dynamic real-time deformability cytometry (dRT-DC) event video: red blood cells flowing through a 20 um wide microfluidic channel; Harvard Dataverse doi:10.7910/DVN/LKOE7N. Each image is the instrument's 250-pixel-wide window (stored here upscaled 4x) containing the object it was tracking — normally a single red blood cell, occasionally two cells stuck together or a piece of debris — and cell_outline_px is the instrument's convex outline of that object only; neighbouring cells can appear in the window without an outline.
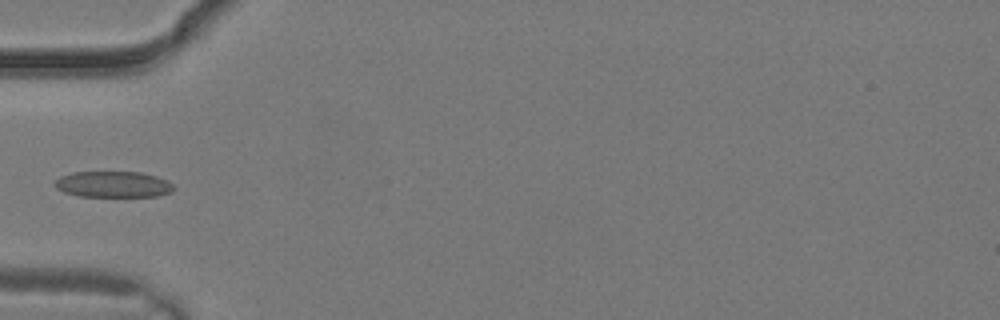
{"species": "common noctule bat (a hibernating species)", "species_latin": "Nyctalus noctula", "temperature_condition": "warm", "stored_images_in_passage": 3, "camera_frame_rate_fps": 3000, "um_per_image_px": 0.085, "animal": {"sex": "male", "body_mass_g": 19.2, "forearm_length_mm": 51.8}, "frame": {"image": 1, "passage_image": 3, "time_ms": 0.667, "image_size_px": [1000, 320], "cell_outline_px": [[176, 188], [172, 192], [156, 196], [80, 196], [64, 192], [56, 188], [52, 184], [60, 176], [72, 172], [140, 172], [156, 176], [168, 180]], "centroid_in_image_um": [9.62, 15.66], "position_along_channel_um": 75.4, "area_um2": 18.15}}